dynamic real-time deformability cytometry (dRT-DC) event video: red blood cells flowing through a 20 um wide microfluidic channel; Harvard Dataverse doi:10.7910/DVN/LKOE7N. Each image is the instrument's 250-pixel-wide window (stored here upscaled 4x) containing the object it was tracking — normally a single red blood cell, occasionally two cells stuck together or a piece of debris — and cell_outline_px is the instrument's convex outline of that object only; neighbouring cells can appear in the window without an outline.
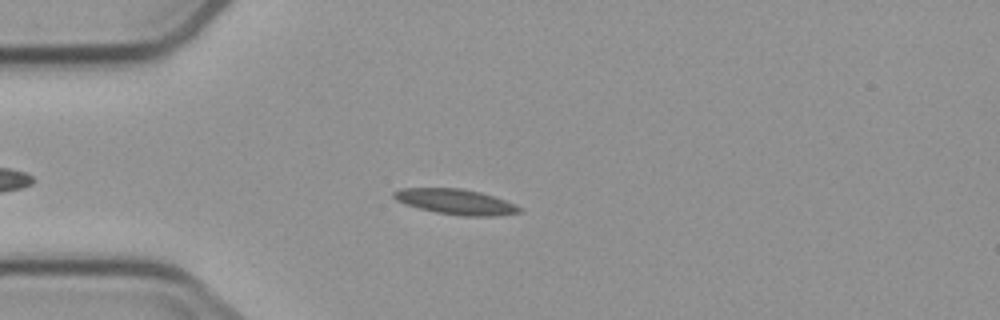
{"species": "common noctule bat (a hibernating species)", "species_latin": "Nyctalus noctula", "temperature_condition": "cold", "stored_images_in_passage": 8, "camera_frame_rate_fps": 3000, "um_per_image_px": 0.085, "animal": {"sex": "male", "body_mass_g": 23.1, "forearm_length_mm": 52.7}, "frame": {"image": 1, "passage_image": 5, "time_ms": 4.667, "image_size_px": [1000, 320], "cell_outline_px": [[520, 212], [500, 216], [464, 216], [436, 212], [404, 204], [396, 200], [392, 196], [392, 192], [404, 188], [460, 188], [480, 192], [516, 204], [520, 208]], "centroid_in_image_um": [38.72, 17.15], "position_along_channel_um": 46.3, "area_um2": 18.44}}
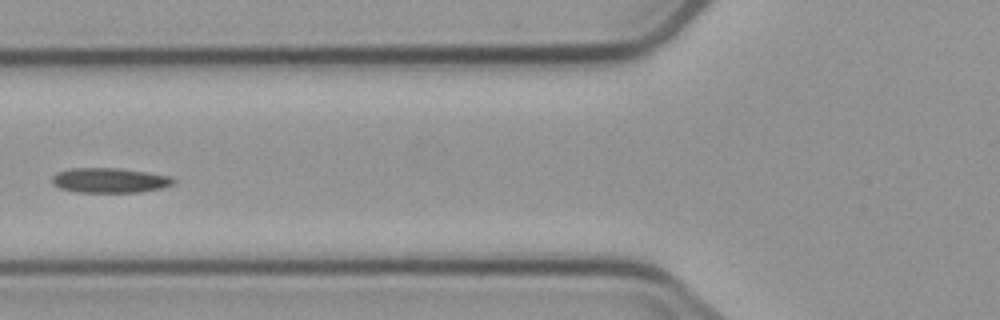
{"frame": {"image": 2, "passage_image": 7, "time_ms": 7.0, "image_size_px": [1000, 320], "cell_outline_px": [[176, 184], [164, 188], [140, 192], [76, 192], [60, 188], [52, 184], [52, 176], [56, 172], [72, 168], [116, 168], [172, 176], [176, 180]], "centroid_in_image_um": [9.35, 15.33], "position_along_channel_um": 116.4, "area_um2": 17.74}}
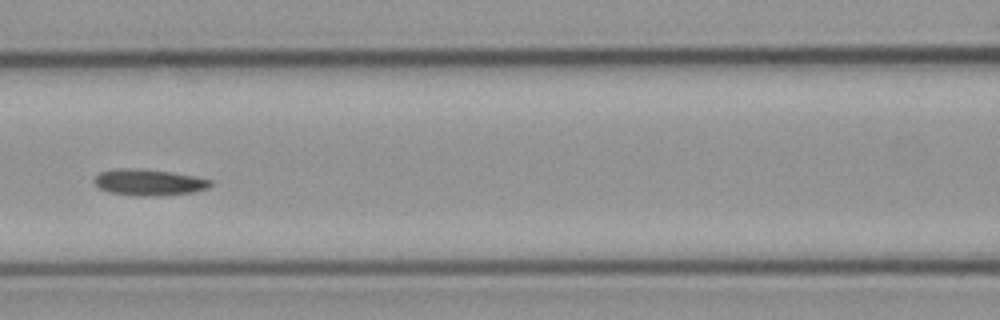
{"frame": {"image": 3, "passage_image": 8, "time_ms": 8.0, "image_size_px": [1000, 320], "cell_outline_px": [[212, 184], [208, 188], [196, 192], [160, 196], [136, 196], [108, 192], [100, 188], [92, 180], [100, 172], [124, 168], [168, 172], [192, 176], [212, 180]], "centroid_in_image_um": [12.66, 15.53], "position_along_channel_um": 153.9, "area_um2": 17.57}}